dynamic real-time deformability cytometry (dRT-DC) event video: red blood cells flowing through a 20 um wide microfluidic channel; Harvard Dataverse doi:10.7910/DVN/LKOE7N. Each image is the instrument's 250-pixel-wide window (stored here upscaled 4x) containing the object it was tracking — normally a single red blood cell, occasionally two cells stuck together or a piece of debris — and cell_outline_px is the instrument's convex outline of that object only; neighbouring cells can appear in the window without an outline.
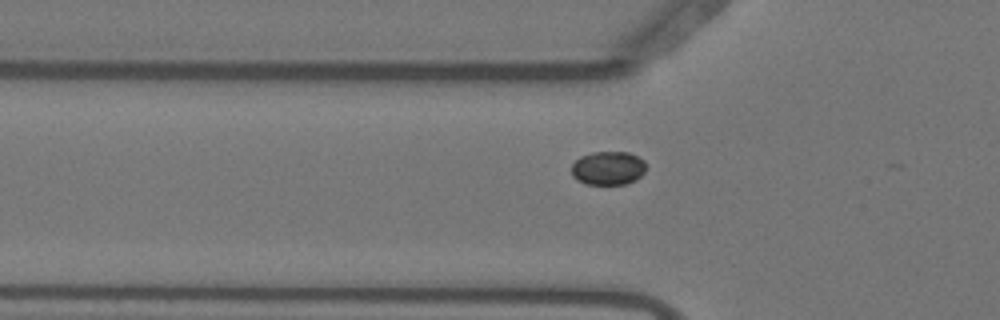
{"species": "Egyptian fruit bat (a non-hibernating species)", "species_latin": "Rousettus aegyptiacus", "temperature_condition": "warm", "stored_images_in_passage": 4, "camera_frame_rate_fps": 3000, "um_per_image_px": 0.085, "animal": {"sex": "female"}, "frame": {"image": 1, "passage_image": 2, "time_ms": 0.333, "image_size_px": [1000, 320], "cell_outline_px": [[644, 172], [636, 180], [624, 184], [584, 184], [576, 180], [572, 176], [572, 164], [580, 156], [592, 152], [628, 152], [644, 160]], "centroid_in_image_um": [51.65, 14.29], "position_along_channel_um": 74.1, "area_um2": 14.62}}